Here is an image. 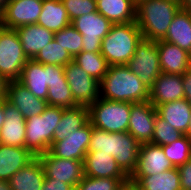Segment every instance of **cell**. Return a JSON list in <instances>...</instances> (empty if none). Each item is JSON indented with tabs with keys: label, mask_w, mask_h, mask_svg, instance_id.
<instances>
[{
	"label": "cell",
	"mask_w": 191,
	"mask_h": 190,
	"mask_svg": "<svg viewBox=\"0 0 191 190\" xmlns=\"http://www.w3.org/2000/svg\"><path fill=\"white\" fill-rule=\"evenodd\" d=\"M140 145L128 132L111 133L92 126L88 152L111 155L130 178L137 167Z\"/></svg>",
	"instance_id": "1"
},
{
	"label": "cell",
	"mask_w": 191,
	"mask_h": 190,
	"mask_svg": "<svg viewBox=\"0 0 191 190\" xmlns=\"http://www.w3.org/2000/svg\"><path fill=\"white\" fill-rule=\"evenodd\" d=\"M100 97L113 101L139 103L149 100L150 89L127 65L109 66L100 81Z\"/></svg>",
	"instance_id": "2"
},
{
	"label": "cell",
	"mask_w": 191,
	"mask_h": 190,
	"mask_svg": "<svg viewBox=\"0 0 191 190\" xmlns=\"http://www.w3.org/2000/svg\"><path fill=\"white\" fill-rule=\"evenodd\" d=\"M180 2L173 0H141L136 4V24L142 38L163 40L167 30L180 9Z\"/></svg>",
	"instance_id": "3"
},
{
	"label": "cell",
	"mask_w": 191,
	"mask_h": 190,
	"mask_svg": "<svg viewBox=\"0 0 191 190\" xmlns=\"http://www.w3.org/2000/svg\"><path fill=\"white\" fill-rule=\"evenodd\" d=\"M141 40L142 33L136 22L113 24L102 39L101 54L109 66L127 65Z\"/></svg>",
	"instance_id": "4"
},
{
	"label": "cell",
	"mask_w": 191,
	"mask_h": 190,
	"mask_svg": "<svg viewBox=\"0 0 191 190\" xmlns=\"http://www.w3.org/2000/svg\"><path fill=\"white\" fill-rule=\"evenodd\" d=\"M63 111V107L48 106L41 114L26 119L25 148L35 157L49 151Z\"/></svg>",
	"instance_id": "5"
},
{
	"label": "cell",
	"mask_w": 191,
	"mask_h": 190,
	"mask_svg": "<svg viewBox=\"0 0 191 190\" xmlns=\"http://www.w3.org/2000/svg\"><path fill=\"white\" fill-rule=\"evenodd\" d=\"M132 104L99 97L88 106L89 121L92 126L107 132H127Z\"/></svg>",
	"instance_id": "6"
},
{
	"label": "cell",
	"mask_w": 191,
	"mask_h": 190,
	"mask_svg": "<svg viewBox=\"0 0 191 190\" xmlns=\"http://www.w3.org/2000/svg\"><path fill=\"white\" fill-rule=\"evenodd\" d=\"M35 97L47 101L48 86L55 82H67L64 67L53 64H42L29 59L22 69L18 80Z\"/></svg>",
	"instance_id": "7"
},
{
	"label": "cell",
	"mask_w": 191,
	"mask_h": 190,
	"mask_svg": "<svg viewBox=\"0 0 191 190\" xmlns=\"http://www.w3.org/2000/svg\"><path fill=\"white\" fill-rule=\"evenodd\" d=\"M28 60L16 30L0 26V78L18 81Z\"/></svg>",
	"instance_id": "8"
},
{
	"label": "cell",
	"mask_w": 191,
	"mask_h": 190,
	"mask_svg": "<svg viewBox=\"0 0 191 190\" xmlns=\"http://www.w3.org/2000/svg\"><path fill=\"white\" fill-rule=\"evenodd\" d=\"M127 66L146 87L151 89L155 80L162 73L156 41L142 38Z\"/></svg>",
	"instance_id": "9"
},
{
	"label": "cell",
	"mask_w": 191,
	"mask_h": 190,
	"mask_svg": "<svg viewBox=\"0 0 191 190\" xmlns=\"http://www.w3.org/2000/svg\"><path fill=\"white\" fill-rule=\"evenodd\" d=\"M71 25L82 34V51L101 52L102 39L109 33L113 25L98 11L79 16L71 21Z\"/></svg>",
	"instance_id": "10"
},
{
	"label": "cell",
	"mask_w": 191,
	"mask_h": 190,
	"mask_svg": "<svg viewBox=\"0 0 191 190\" xmlns=\"http://www.w3.org/2000/svg\"><path fill=\"white\" fill-rule=\"evenodd\" d=\"M64 74L74 101L78 105L89 106L100 97V82L87 74L75 62L64 67Z\"/></svg>",
	"instance_id": "11"
},
{
	"label": "cell",
	"mask_w": 191,
	"mask_h": 190,
	"mask_svg": "<svg viewBox=\"0 0 191 190\" xmlns=\"http://www.w3.org/2000/svg\"><path fill=\"white\" fill-rule=\"evenodd\" d=\"M43 0L7 1L0 11V26L17 29L24 25L37 23L42 12Z\"/></svg>",
	"instance_id": "12"
},
{
	"label": "cell",
	"mask_w": 191,
	"mask_h": 190,
	"mask_svg": "<svg viewBox=\"0 0 191 190\" xmlns=\"http://www.w3.org/2000/svg\"><path fill=\"white\" fill-rule=\"evenodd\" d=\"M45 177L72 185L74 188L84 178V161L63 159L53 156L49 151L38 156Z\"/></svg>",
	"instance_id": "13"
},
{
	"label": "cell",
	"mask_w": 191,
	"mask_h": 190,
	"mask_svg": "<svg viewBox=\"0 0 191 190\" xmlns=\"http://www.w3.org/2000/svg\"><path fill=\"white\" fill-rule=\"evenodd\" d=\"M91 133L92 124L88 121L83 127L68 134L64 140L52 142L49 152L55 157L84 161Z\"/></svg>",
	"instance_id": "14"
},
{
	"label": "cell",
	"mask_w": 191,
	"mask_h": 190,
	"mask_svg": "<svg viewBox=\"0 0 191 190\" xmlns=\"http://www.w3.org/2000/svg\"><path fill=\"white\" fill-rule=\"evenodd\" d=\"M157 111L149 100L133 103L130 111L128 133L140 144L152 141Z\"/></svg>",
	"instance_id": "15"
},
{
	"label": "cell",
	"mask_w": 191,
	"mask_h": 190,
	"mask_svg": "<svg viewBox=\"0 0 191 190\" xmlns=\"http://www.w3.org/2000/svg\"><path fill=\"white\" fill-rule=\"evenodd\" d=\"M4 97L22 113L25 120L41 114L48 107L47 101L35 97L19 81L5 83Z\"/></svg>",
	"instance_id": "16"
},
{
	"label": "cell",
	"mask_w": 191,
	"mask_h": 190,
	"mask_svg": "<svg viewBox=\"0 0 191 190\" xmlns=\"http://www.w3.org/2000/svg\"><path fill=\"white\" fill-rule=\"evenodd\" d=\"M174 168L160 145L142 143L139 148L138 163L132 176H151Z\"/></svg>",
	"instance_id": "17"
},
{
	"label": "cell",
	"mask_w": 191,
	"mask_h": 190,
	"mask_svg": "<svg viewBox=\"0 0 191 190\" xmlns=\"http://www.w3.org/2000/svg\"><path fill=\"white\" fill-rule=\"evenodd\" d=\"M5 121L0 129V143L25 147L26 120L22 113L4 97Z\"/></svg>",
	"instance_id": "18"
},
{
	"label": "cell",
	"mask_w": 191,
	"mask_h": 190,
	"mask_svg": "<svg viewBox=\"0 0 191 190\" xmlns=\"http://www.w3.org/2000/svg\"><path fill=\"white\" fill-rule=\"evenodd\" d=\"M84 174L95 178H117L123 183L129 177L121 170L114 157L99 151L87 152L84 159Z\"/></svg>",
	"instance_id": "19"
},
{
	"label": "cell",
	"mask_w": 191,
	"mask_h": 190,
	"mask_svg": "<svg viewBox=\"0 0 191 190\" xmlns=\"http://www.w3.org/2000/svg\"><path fill=\"white\" fill-rule=\"evenodd\" d=\"M160 68L167 74H184L191 67V54L175 44L156 41Z\"/></svg>",
	"instance_id": "20"
},
{
	"label": "cell",
	"mask_w": 191,
	"mask_h": 190,
	"mask_svg": "<svg viewBox=\"0 0 191 190\" xmlns=\"http://www.w3.org/2000/svg\"><path fill=\"white\" fill-rule=\"evenodd\" d=\"M184 98L182 76L177 74L161 73L150 89L149 102L158 105L173 102Z\"/></svg>",
	"instance_id": "21"
},
{
	"label": "cell",
	"mask_w": 191,
	"mask_h": 190,
	"mask_svg": "<svg viewBox=\"0 0 191 190\" xmlns=\"http://www.w3.org/2000/svg\"><path fill=\"white\" fill-rule=\"evenodd\" d=\"M15 30L28 59H34L40 50L54 39L52 31L37 23L24 25Z\"/></svg>",
	"instance_id": "22"
},
{
	"label": "cell",
	"mask_w": 191,
	"mask_h": 190,
	"mask_svg": "<svg viewBox=\"0 0 191 190\" xmlns=\"http://www.w3.org/2000/svg\"><path fill=\"white\" fill-rule=\"evenodd\" d=\"M35 158L25 147L0 143V180L8 181L18 170L27 166Z\"/></svg>",
	"instance_id": "23"
},
{
	"label": "cell",
	"mask_w": 191,
	"mask_h": 190,
	"mask_svg": "<svg viewBox=\"0 0 191 190\" xmlns=\"http://www.w3.org/2000/svg\"><path fill=\"white\" fill-rule=\"evenodd\" d=\"M97 11L112 24H127L136 20L133 0H96Z\"/></svg>",
	"instance_id": "24"
},
{
	"label": "cell",
	"mask_w": 191,
	"mask_h": 190,
	"mask_svg": "<svg viewBox=\"0 0 191 190\" xmlns=\"http://www.w3.org/2000/svg\"><path fill=\"white\" fill-rule=\"evenodd\" d=\"M44 180L42 163L36 157L27 166L18 170L8 182L12 190H42Z\"/></svg>",
	"instance_id": "25"
},
{
	"label": "cell",
	"mask_w": 191,
	"mask_h": 190,
	"mask_svg": "<svg viewBox=\"0 0 191 190\" xmlns=\"http://www.w3.org/2000/svg\"><path fill=\"white\" fill-rule=\"evenodd\" d=\"M166 42L175 44L191 54V13L182 8L174 16L165 38Z\"/></svg>",
	"instance_id": "26"
},
{
	"label": "cell",
	"mask_w": 191,
	"mask_h": 190,
	"mask_svg": "<svg viewBox=\"0 0 191 190\" xmlns=\"http://www.w3.org/2000/svg\"><path fill=\"white\" fill-rule=\"evenodd\" d=\"M156 111L172 127L183 135L186 133L191 118V105L185 98L158 105Z\"/></svg>",
	"instance_id": "27"
},
{
	"label": "cell",
	"mask_w": 191,
	"mask_h": 190,
	"mask_svg": "<svg viewBox=\"0 0 191 190\" xmlns=\"http://www.w3.org/2000/svg\"><path fill=\"white\" fill-rule=\"evenodd\" d=\"M88 121V106L77 105L73 108H64L61 119L54 131L53 142L64 140L68 134L83 127Z\"/></svg>",
	"instance_id": "28"
},
{
	"label": "cell",
	"mask_w": 191,
	"mask_h": 190,
	"mask_svg": "<svg viewBox=\"0 0 191 190\" xmlns=\"http://www.w3.org/2000/svg\"><path fill=\"white\" fill-rule=\"evenodd\" d=\"M37 24L56 33L69 26L71 20L61 0H43Z\"/></svg>",
	"instance_id": "29"
},
{
	"label": "cell",
	"mask_w": 191,
	"mask_h": 190,
	"mask_svg": "<svg viewBox=\"0 0 191 190\" xmlns=\"http://www.w3.org/2000/svg\"><path fill=\"white\" fill-rule=\"evenodd\" d=\"M141 190H181L177 167L151 176H131Z\"/></svg>",
	"instance_id": "30"
},
{
	"label": "cell",
	"mask_w": 191,
	"mask_h": 190,
	"mask_svg": "<svg viewBox=\"0 0 191 190\" xmlns=\"http://www.w3.org/2000/svg\"><path fill=\"white\" fill-rule=\"evenodd\" d=\"M73 62L99 82L103 79L109 68V64L101 52L90 53L82 51L73 58Z\"/></svg>",
	"instance_id": "31"
},
{
	"label": "cell",
	"mask_w": 191,
	"mask_h": 190,
	"mask_svg": "<svg viewBox=\"0 0 191 190\" xmlns=\"http://www.w3.org/2000/svg\"><path fill=\"white\" fill-rule=\"evenodd\" d=\"M34 60L42 64H53L65 67L69 62L73 61V58L67 50H64L63 47L57 44L53 39L40 50Z\"/></svg>",
	"instance_id": "32"
},
{
	"label": "cell",
	"mask_w": 191,
	"mask_h": 190,
	"mask_svg": "<svg viewBox=\"0 0 191 190\" xmlns=\"http://www.w3.org/2000/svg\"><path fill=\"white\" fill-rule=\"evenodd\" d=\"M161 147L174 167H178L191 159V141L185 135L175 142Z\"/></svg>",
	"instance_id": "33"
},
{
	"label": "cell",
	"mask_w": 191,
	"mask_h": 190,
	"mask_svg": "<svg viewBox=\"0 0 191 190\" xmlns=\"http://www.w3.org/2000/svg\"><path fill=\"white\" fill-rule=\"evenodd\" d=\"M83 36L71 24L54 33V40L74 58L82 52Z\"/></svg>",
	"instance_id": "34"
},
{
	"label": "cell",
	"mask_w": 191,
	"mask_h": 190,
	"mask_svg": "<svg viewBox=\"0 0 191 190\" xmlns=\"http://www.w3.org/2000/svg\"><path fill=\"white\" fill-rule=\"evenodd\" d=\"M48 106L73 108L78 104L74 101L68 82H55L48 86Z\"/></svg>",
	"instance_id": "35"
},
{
	"label": "cell",
	"mask_w": 191,
	"mask_h": 190,
	"mask_svg": "<svg viewBox=\"0 0 191 190\" xmlns=\"http://www.w3.org/2000/svg\"><path fill=\"white\" fill-rule=\"evenodd\" d=\"M182 136L183 134L180 131L172 127L168 122L156 114L155 127L150 143L160 146L169 145Z\"/></svg>",
	"instance_id": "36"
},
{
	"label": "cell",
	"mask_w": 191,
	"mask_h": 190,
	"mask_svg": "<svg viewBox=\"0 0 191 190\" xmlns=\"http://www.w3.org/2000/svg\"><path fill=\"white\" fill-rule=\"evenodd\" d=\"M122 184L123 182L117 178L84 176L81 182L75 187V190H118Z\"/></svg>",
	"instance_id": "37"
},
{
	"label": "cell",
	"mask_w": 191,
	"mask_h": 190,
	"mask_svg": "<svg viewBox=\"0 0 191 190\" xmlns=\"http://www.w3.org/2000/svg\"><path fill=\"white\" fill-rule=\"evenodd\" d=\"M70 20L97 11L96 0H61Z\"/></svg>",
	"instance_id": "38"
},
{
	"label": "cell",
	"mask_w": 191,
	"mask_h": 190,
	"mask_svg": "<svg viewBox=\"0 0 191 190\" xmlns=\"http://www.w3.org/2000/svg\"><path fill=\"white\" fill-rule=\"evenodd\" d=\"M181 190H191V159L177 167Z\"/></svg>",
	"instance_id": "39"
},
{
	"label": "cell",
	"mask_w": 191,
	"mask_h": 190,
	"mask_svg": "<svg viewBox=\"0 0 191 190\" xmlns=\"http://www.w3.org/2000/svg\"><path fill=\"white\" fill-rule=\"evenodd\" d=\"M42 190H75V188L72 185L62 181L45 177Z\"/></svg>",
	"instance_id": "40"
},
{
	"label": "cell",
	"mask_w": 191,
	"mask_h": 190,
	"mask_svg": "<svg viewBox=\"0 0 191 190\" xmlns=\"http://www.w3.org/2000/svg\"><path fill=\"white\" fill-rule=\"evenodd\" d=\"M181 76L184 90V98L191 105V67Z\"/></svg>",
	"instance_id": "41"
},
{
	"label": "cell",
	"mask_w": 191,
	"mask_h": 190,
	"mask_svg": "<svg viewBox=\"0 0 191 190\" xmlns=\"http://www.w3.org/2000/svg\"><path fill=\"white\" fill-rule=\"evenodd\" d=\"M118 190H141L138 185L130 179L124 182Z\"/></svg>",
	"instance_id": "42"
},
{
	"label": "cell",
	"mask_w": 191,
	"mask_h": 190,
	"mask_svg": "<svg viewBox=\"0 0 191 190\" xmlns=\"http://www.w3.org/2000/svg\"><path fill=\"white\" fill-rule=\"evenodd\" d=\"M4 121H5L4 98H1L0 99V129L2 128Z\"/></svg>",
	"instance_id": "43"
},
{
	"label": "cell",
	"mask_w": 191,
	"mask_h": 190,
	"mask_svg": "<svg viewBox=\"0 0 191 190\" xmlns=\"http://www.w3.org/2000/svg\"><path fill=\"white\" fill-rule=\"evenodd\" d=\"M180 7L184 10L191 11V0H180Z\"/></svg>",
	"instance_id": "44"
},
{
	"label": "cell",
	"mask_w": 191,
	"mask_h": 190,
	"mask_svg": "<svg viewBox=\"0 0 191 190\" xmlns=\"http://www.w3.org/2000/svg\"><path fill=\"white\" fill-rule=\"evenodd\" d=\"M0 190H12L10 184L6 180H0Z\"/></svg>",
	"instance_id": "45"
},
{
	"label": "cell",
	"mask_w": 191,
	"mask_h": 190,
	"mask_svg": "<svg viewBox=\"0 0 191 190\" xmlns=\"http://www.w3.org/2000/svg\"><path fill=\"white\" fill-rule=\"evenodd\" d=\"M5 82L0 78V99L4 98Z\"/></svg>",
	"instance_id": "46"
},
{
	"label": "cell",
	"mask_w": 191,
	"mask_h": 190,
	"mask_svg": "<svg viewBox=\"0 0 191 190\" xmlns=\"http://www.w3.org/2000/svg\"><path fill=\"white\" fill-rule=\"evenodd\" d=\"M184 135L191 141V118H190V122H189V125L187 128V131Z\"/></svg>",
	"instance_id": "47"
},
{
	"label": "cell",
	"mask_w": 191,
	"mask_h": 190,
	"mask_svg": "<svg viewBox=\"0 0 191 190\" xmlns=\"http://www.w3.org/2000/svg\"><path fill=\"white\" fill-rule=\"evenodd\" d=\"M8 0H0V11L2 10V8L4 7V4L7 2Z\"/></svg>",
	"instance_id": "48"
},
{
	"label": "cell",
	"mask_w": 191,
	"mask_h": 190,
	"mask_svg": "<svg viewBox=\"0 0 191 190\" xmlns=\"http://www.w3.org/2000/svg\"><path fill=\"white\" fill-rule=\"evenodd\" d=\"M136 4L138 3V2H140L141 0H133Z\"/></svg>",
	"instance_id": "49"
}]
</instances>
